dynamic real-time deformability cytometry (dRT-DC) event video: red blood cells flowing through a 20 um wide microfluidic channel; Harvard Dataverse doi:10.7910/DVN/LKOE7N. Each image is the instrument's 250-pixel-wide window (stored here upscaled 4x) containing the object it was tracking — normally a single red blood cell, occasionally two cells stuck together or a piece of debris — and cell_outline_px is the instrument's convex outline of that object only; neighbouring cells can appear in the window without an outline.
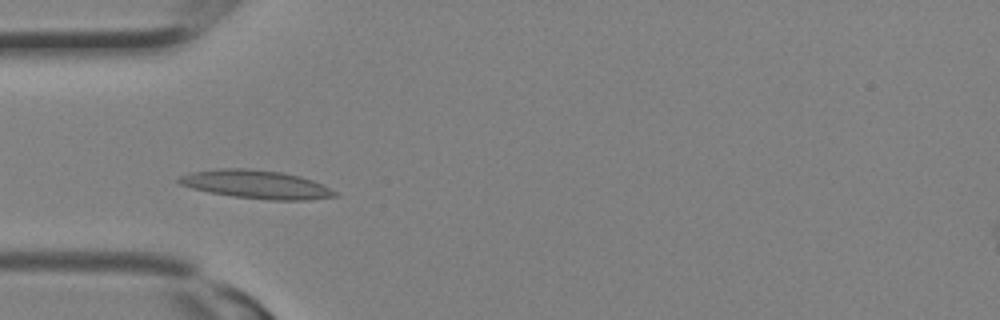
{"species": "Egyptian fruit bat (a non-hibernating species)", "species_latin": "Rousettus aegyptiacus", "temperature_condition": "room temperature", "stored_images_in_passage": 17, "camera_frame_rate_fps": 3000, "um_per_image_px": 0.085, "animal": {"sex": "female"}, "frame": {"image": 1, "passage_image": 7, "time_ms": 2.0, "image_size_px": [1000, 320], "cell_outline_px": [[340, 196], [308, 200], [268, 200], [232, 196], [208, 192], [192, 188], [180, 184], [176, 180], [180, 176], [192, 172], [220, 168], [244, 168], [280, 172], [300, 176], [312, 180], [336, 192]], "centroid_in_image_um": [21.76, 15.68], "position_along_channel_um": 63.2, "area_um2": 25.66}}
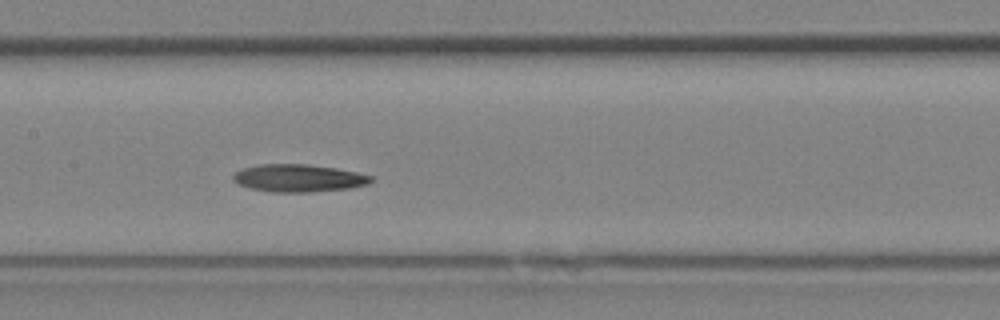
{"frame": {"image": 2, "passage_image": 12, "time_ms": 3.667, "image_size_px": [1000, 320], "cell_outline_px": [[372, 180], [368, 184], [352, 188], [312, 192], [272, 192], [252, 188], [240, 184], [232, 180], [232, 176], [236, 172], [244, 168], [256, 164], [308, 164], [336, 168], [356, 172], [372, 176]], "centroid_in_image_um": [25.39, 15.14], "position_along_channel_um": 182.0, "area_um2": 22.14}}
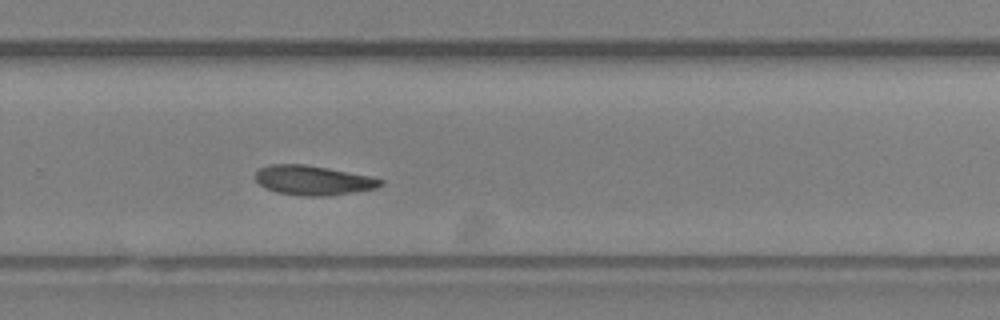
{"frame": {"image": 3, "passage_image": 17, "time_ms": 5.333, "image_size_px": [1000, 320], "cell_outline_px": [[384, 184], [376, 188], [352, 192], [324, 196], [304, 196], [276, 192], [264, 188], [256, 180], [256, 172], [260, 168], [268, 164], [304, 164], [328, 168], [372, 176], [384, 180]], "centroid_in_image_um": [26.62, 15.32], "position_along_channel_um": 303.2, "area_um2": 21.56}}